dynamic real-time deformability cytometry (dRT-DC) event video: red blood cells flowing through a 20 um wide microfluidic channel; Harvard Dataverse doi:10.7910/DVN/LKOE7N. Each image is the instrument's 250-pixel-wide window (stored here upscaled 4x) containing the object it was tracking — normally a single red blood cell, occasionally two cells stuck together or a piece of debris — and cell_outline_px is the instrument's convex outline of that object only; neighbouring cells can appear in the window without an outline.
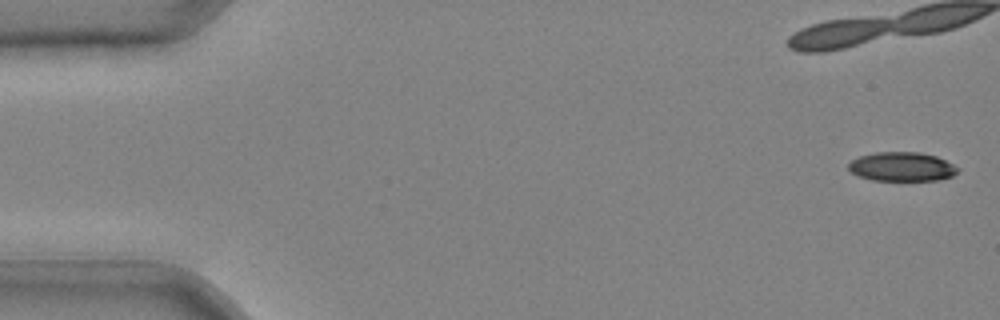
{"species": "common noctule bat (a hibernating species)", "species_latin": "Nyctalus noctula", "temperature_condition": "cold", "stored_images_in_passage": 35, "camera_frame_rate_fps": 3000, "um_per_image_px": 0.085, "animal": {"sex": "male", "body_mass_g": 20.4}, "frame": {"image": 1, "passage_image": 1, "time_ms": 0.0, "image_size_px": [1000, 320], "cell_outline_px": [[960, 168], [952, 176], [936, 180], [872, 180], [860, 176], [852, 172], [848, 168], [848, 164], [852, 160], [860, 156], [876, 152], [920, 152], [936, 156]], "centroid_in_image_um": [76.65, 14.16], "position_along_channel_um": 8.3, "area_um2": 18.32}}